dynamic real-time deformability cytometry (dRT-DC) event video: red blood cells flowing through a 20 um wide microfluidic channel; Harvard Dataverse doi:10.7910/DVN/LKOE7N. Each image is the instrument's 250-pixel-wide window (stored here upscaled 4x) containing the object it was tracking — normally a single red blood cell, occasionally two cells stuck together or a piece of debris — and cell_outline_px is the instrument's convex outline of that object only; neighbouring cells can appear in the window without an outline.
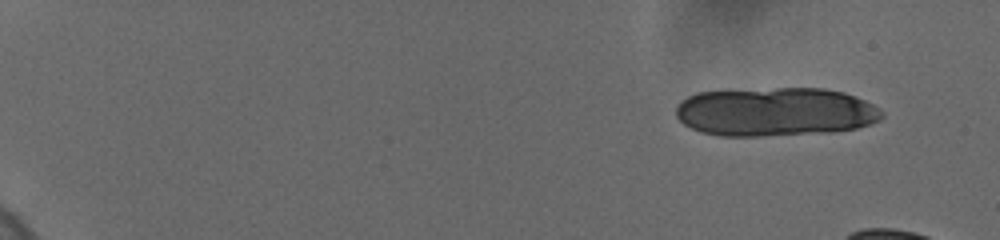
{"species": "human", "species_latin": "Homo sapiens", "temperature_condition": "cold", "stored_images_in_passage": 18, "camera_frame_rate_fps": 3000, "um_per_image_px": 0.085, "donor": {"sex": "female"}, "frame": {"image": 1, "passage_image": 1, "time_ms": 0.0, "image_size_px": [1000, 240], "cell_outline_px": [[884, 116], [880, 120], [856, 128], [828, 132], [760, 136], [720, 136], [700, 132], [684, 124], [676, 116], [676, 104], [680, 100], [696, 92], [776, 88], [824, 88], [844, 92], [864, 100], [872, 104], [884, 112]], "centroid_in_image_um": [65.87, 9.5], "position_along_channel_um": 19.1, "area_um2": 58.72}}